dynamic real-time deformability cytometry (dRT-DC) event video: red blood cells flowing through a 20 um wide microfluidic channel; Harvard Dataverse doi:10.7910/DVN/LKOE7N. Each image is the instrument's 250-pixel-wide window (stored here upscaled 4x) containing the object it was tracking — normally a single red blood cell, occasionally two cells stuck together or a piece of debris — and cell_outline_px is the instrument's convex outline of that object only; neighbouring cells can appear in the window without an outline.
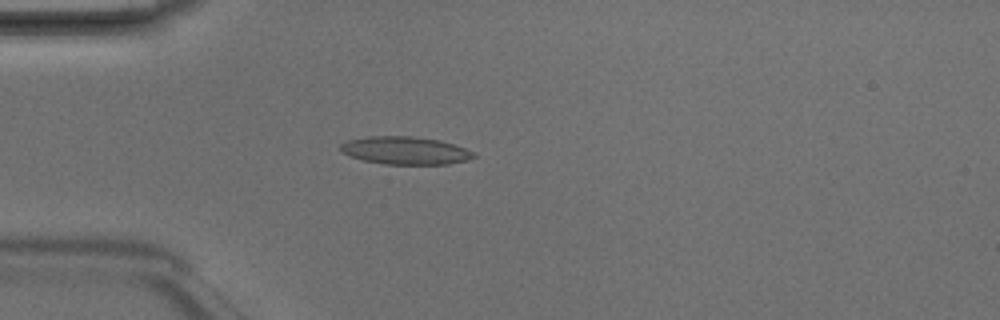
{"species": "Egyptian fruit bat (a non-hibernating species)", "species_latin": "Rousettus aegyptiacus", "temperature_condition": "room temperature", "stored_images_in_passage": 4, "camera_frame_rate_fps": 3000, "um_per_image_px": 0.085, "animal": {"sex": "male"}, "frame": {"image": 1, "passage_image": 4, "time_ms": 1.0, "image_size_px": [1000, 320], "cell_outline_px": [[476, 156], [468, 160], [448, 164], [384, 164], [364, 160], [340, 152], [340, 144], [348, 140], [368, 136], [412, 136], [440, 140], [476, 152]], "centroid_in_image_um": [34.45, 12.79], "position_along_channel_um": 50.5, "area_um2": 21.56}}